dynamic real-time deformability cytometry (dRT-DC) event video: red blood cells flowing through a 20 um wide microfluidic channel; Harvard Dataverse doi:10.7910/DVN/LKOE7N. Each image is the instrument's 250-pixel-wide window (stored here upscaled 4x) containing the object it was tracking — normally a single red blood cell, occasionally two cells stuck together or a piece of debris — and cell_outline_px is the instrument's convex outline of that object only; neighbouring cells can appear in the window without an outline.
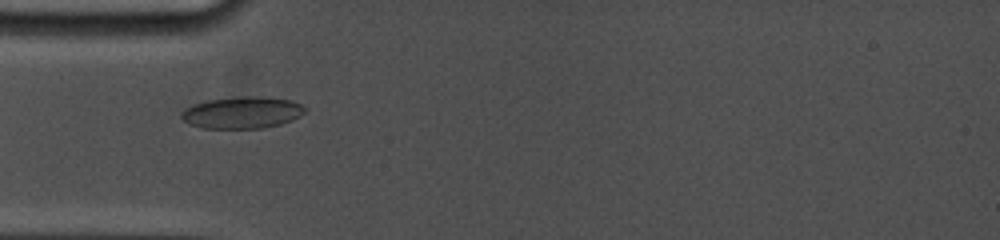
{"species": "common noctule bat (a hibernating species)", "species_latin": "Nyctalus noctula", "temperature_condition": "cold", "stored_images_in_passage": 15, "camera_frame_rate_fps": 5000, "um_per_image_px": 0.085, "animal": {"sex": "female", "body_mass_g": 19.0, "forearm_length_mm": 53.3}, "frame": {"image": 1, "passage_image": 10, "time_ms": 5.2, "image_size_px": [1000, 240], "cell_outline_px": [[308, 108], [300, 116], [292, 120], [280, 124], [260, 128], [204, 128], [188, 124], [180, 116], [180, 112], [184, 108], [192, 104], [208, 100], [236, 96], [260, 96], [288, 100], [300, 104]], "centroid_in_image_um": [20.55, 9.56], "position_along_channel_um": 64.5, "area_um2": 23.0}}
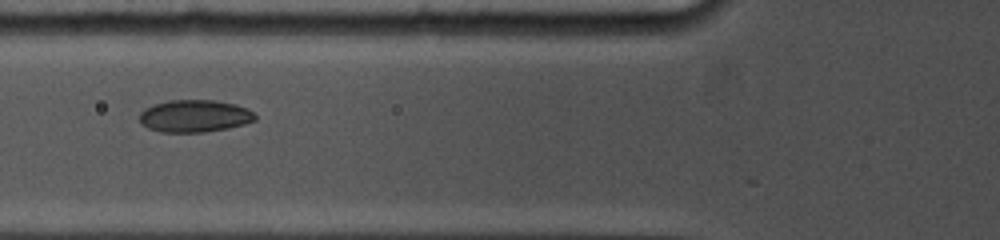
{"frame": {"image": 2, "passage_image": 12, "time_ms": 6.4, "image_size_px": [1000, 240], "cell_outline_px": [[256, 120], [244, 124], [228, 128], [204, 132], [160, 132], [148, 128], [140, 120], [140, 112], [144, 108], [152, 104], [172, 100], [212, 100], [236, 104], [248, 108], [256, 116]], "centroid_in_image_um": [16.54, 9.86], "position_along_channel_um": 109.3, "area_um2": 21.79}}
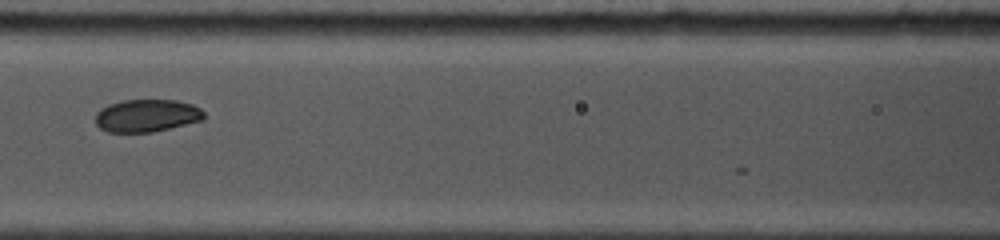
{"frame": {"image": 3, "passage_image": 14, "time_ms": 7.6, "image_size_px": [1000, 240], "cell_outline_px": [[204, 120], [152, 132], [108, 132], [100, 128], [96, 124], [96, 112], [100, 108], [108, 104], [120, 100], [176, 100], [192, 104], [200, 108], [204, 112]], "centroid_in_image_um": [12.46, 9.82], "position_along_channel_um": 154.1, "area_um2": 20.75}}